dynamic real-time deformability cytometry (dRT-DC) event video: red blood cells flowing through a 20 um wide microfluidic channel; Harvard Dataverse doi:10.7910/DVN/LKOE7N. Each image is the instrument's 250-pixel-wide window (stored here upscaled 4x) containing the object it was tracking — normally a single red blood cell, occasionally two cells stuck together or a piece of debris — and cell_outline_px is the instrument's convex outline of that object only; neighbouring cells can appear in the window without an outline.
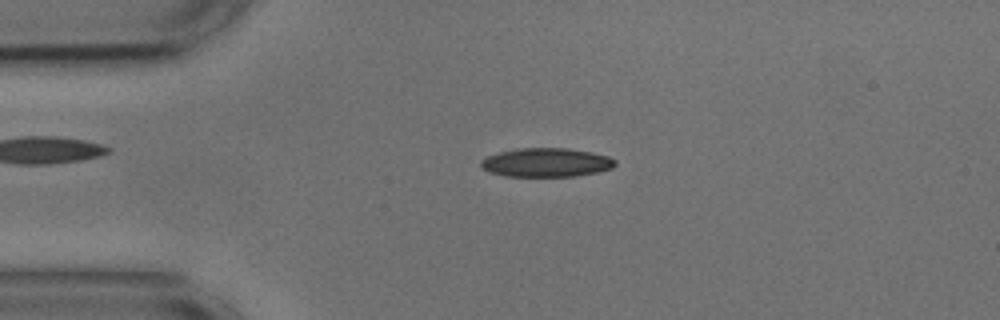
{"species": "common noctule bat (a hibernating species)", "species_latin": "Nyctalus noctula", "temperature_condition": "cold", "stored_images_in_passage": 53, "camera_frame_rate_fps": 3000, "um_per_image_px": 0.085, "animal": {"sex": "male", "body_mass_g": 17.9, "forearm_length_mm": 54.2}, "frame": {"image": 1, "passage_image": 11, "time_ms": 3.333, "image_size_px": [1000, 320], "cell_outline_px": [[616, 164], [612, 168], [596, 172], [572, 176], [504, 176], [488, 172], [480, 168], [480, 160], [488, 156], [500, 152], [516, 148], [568, 148], [592, 152], [608, 156], [616, 160]], "centroid_in_image_um": [46.4, 13.81], "position_along_channel_um": 38.6, "area_um2": 22.66}}
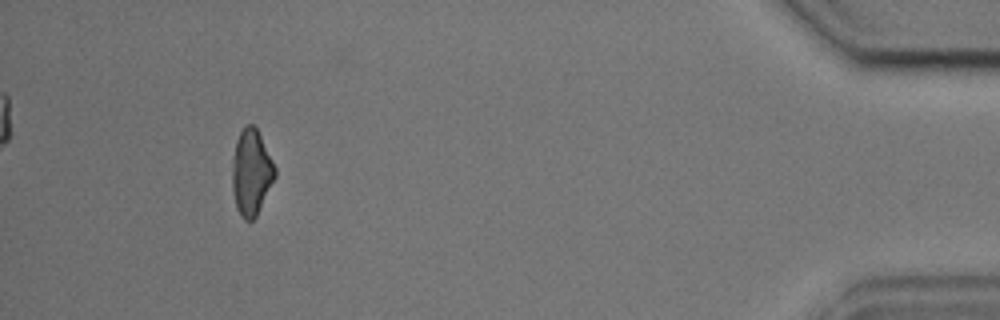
{"frame": {"image": 2, "passage_image": 49, "time_ms": 16.0, "image_size_px": [1000, 320], "cell_outline_px": [[276, 176], [256, 216], [252, 220], [244, 220], [240, 216], [236, 208], [232, 188], [232, 156], [236, 140], [244, 124], [252, 124], [256, 128], [276, 168]], "centroid_in_image_um": [21.34, 14.65], "position_along_channel_um": 413.9, "area_um2": 21.39}, "authors_computed_cell_mechanics": {"area_um2": 22.7732, "velocity_mm_per_s": 3.6749, "shape_relaxation_time_tau1_ms": 4.0869, "shape_relaxation_time_tau2_ms": 2.0493, "deformation_change_tau1": 0.1228, "deformation_change_tau2": 0.0537}}